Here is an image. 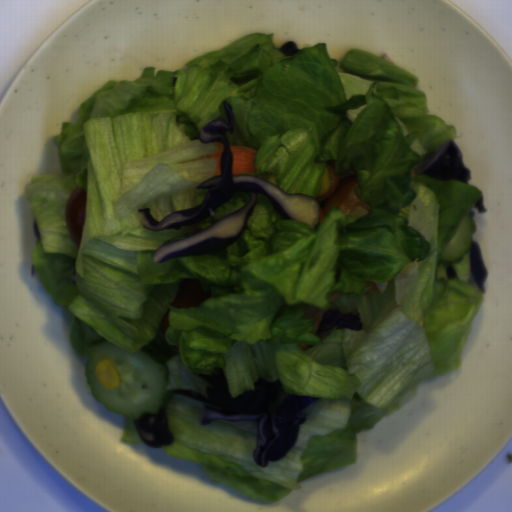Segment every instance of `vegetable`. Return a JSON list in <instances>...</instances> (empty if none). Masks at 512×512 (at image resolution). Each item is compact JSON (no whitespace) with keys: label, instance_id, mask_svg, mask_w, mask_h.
I'll return each instance as SVG.
<instances>
[{"label":"vegetable","instance_id":"vegetable-1","mask_svg":"<svg viewBox=\"0 0 512 512\" xmlns=\"http://www.w3.org/2000/svg\"><path fill=\"white\" fill-rule=\"evenodd\" d=\"M273 33L254 32L184 64L145 67L112 79L62 123L52 141L61 171L32 176L26 200L36 246L31 261L48 296L71 314L69 346L88 357L108 340L138 353L151 348L168 366L165 414L170 456L200 464L213 481L264 502L302 490V481L357 461L358 435L399 410L432 377L459 369L484 292L461 263L440 256L483 195L459 181H437L420 166L457 129L428 110L419 78L361 48L331 58L325 43L286 56ZM234 115L230 145L258 153L256 173L288 194L328 190L326 167L356 175L370 211L333 206L312 228L283 220L258 195L242 236L208 253L155 263L151 255L195 235L247 204L236 192L214 217L182 229L142 227L138 208L160 222L202 202L216 159L199 131ZM86 192L80 247L65 225L68 198ZM212 296L172 308L182 279ZM358 313L360 331L311 334L305 305ZM170 308L165 334L159 322ZM224 369L233 398L263 378L292 394L320 398L290 453L259 467L254 421L198 422L199 373Z\"/></svg>","mask_w":512,"mask_h":512},{"label":"vegetable","instance_id":"vegetable-2","mask_svg":"<svg viewBox=\"0 0 512 512\" xmlns=\"http://www.w3.org/2000/svg\"><path fill=\"white\" fill-rule=\"evenodd\" d=\"M124 425H123V431H122V442L126 443H141L143 442L138 434V431L135 427L134 420L131 418L124 417Z\"/></svg>","mask_w":512,"mask_h":512}]
</instances>
